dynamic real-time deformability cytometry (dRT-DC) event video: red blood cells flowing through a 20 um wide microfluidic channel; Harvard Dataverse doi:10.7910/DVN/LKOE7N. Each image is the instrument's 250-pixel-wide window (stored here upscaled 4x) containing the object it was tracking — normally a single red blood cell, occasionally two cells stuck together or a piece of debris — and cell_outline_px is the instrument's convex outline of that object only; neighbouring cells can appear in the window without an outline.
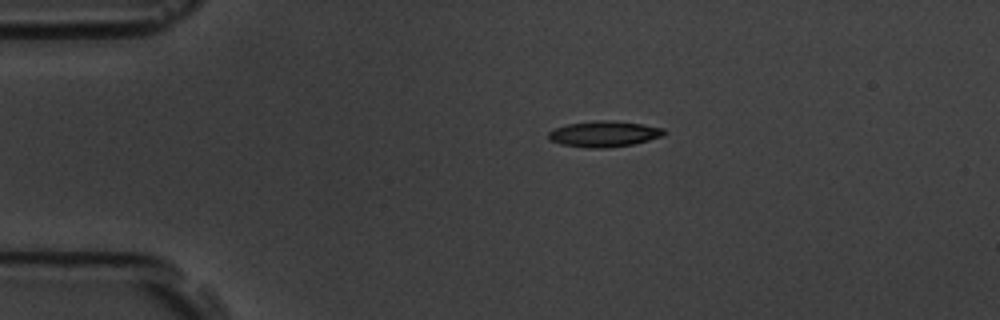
{"species": "common noctule bat (a hibernating species)", "species_latin": "Nyctalus noctula", "temperature_condition": "room temperature", "stored_images_in_passage": 4, "camera_frame_rate_fps": 3000, "um_per_image_px": 0.085, "animal": {"sex": "male", "body_mass_g": 19.5, "forearm_length_mm": 54.6}, "frame": {"image": 1, "passage_image": 1, "time_ms": 0.0, "image_size_px": [1000, 320], "cell_outline_px": [[668, 132], [664, 136], [632, 144], [608, 148], [588, 148], [560, 144], [548, 140], [548, 132], [556, 128], [568, 124], [596, 120], [612, 120], [640, 124], [664, 128]], "centroid_in_image_um": [51.35, 11.39], "position_along_channel_um": 33.6, "area_um2": 17.51}}
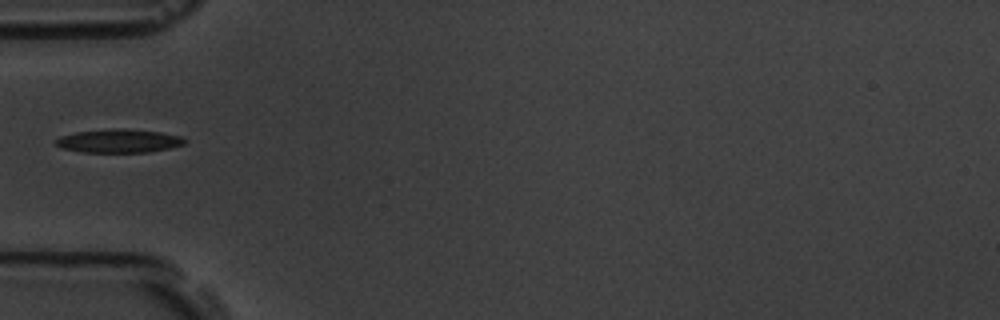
{"frame": {"image": 2, "passage_image": 3, "time_ms": 2.333, "image_size_px": [1000, 320], "cell_outline_px": [[188, 140], [184, 144], [168, 148], [148, 152], [80, 152], [60, 148], [52, 140], [60, 136], [76, 132], [112, 128], [124, 128], [160, 132], [180, 136]], "centroid_in_image_um": [10.05, 11.97], "position_along_channel_um": 74.9, "area_um2": 17.8}}
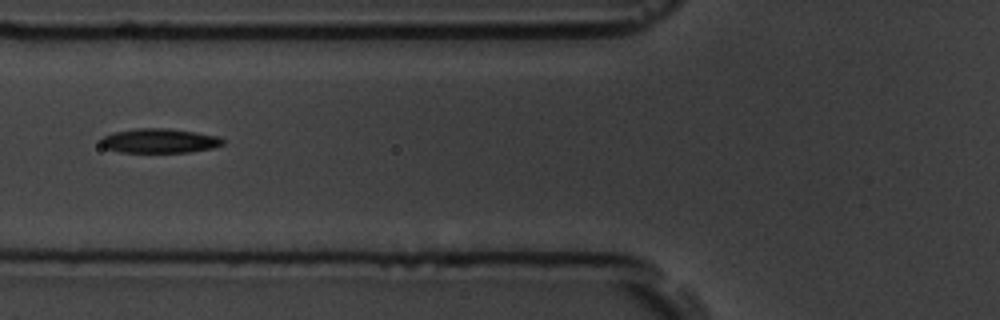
{"frame": {"image": 3, "passage_image": 4, "time_ms": 3.333, "image_size_px": [1000, 320], "cell_outline_px": [[224, 144], [212, 148], [188, 152], [120, 152], [104, 148], [100, 144], [100, 140], [104, 136], [116, 132], [136, 128], [168, 128], [196, 132], [220, 136], [224, 140]], "centroid_in_image_um": [13.57, 11.96], "position_along_channel_um": 112.2, "area_um2": 17.4}}